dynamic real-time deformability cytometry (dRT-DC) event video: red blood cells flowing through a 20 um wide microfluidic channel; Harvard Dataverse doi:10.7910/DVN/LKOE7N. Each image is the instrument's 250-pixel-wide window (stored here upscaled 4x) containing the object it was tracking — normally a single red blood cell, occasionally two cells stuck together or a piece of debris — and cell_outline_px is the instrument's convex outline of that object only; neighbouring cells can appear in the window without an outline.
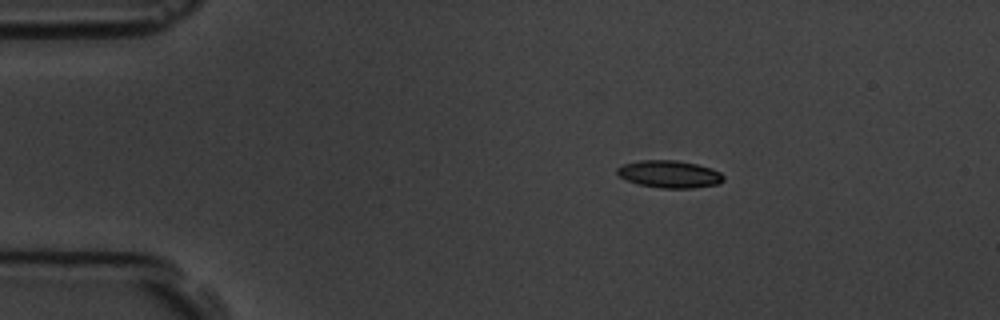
{"species": "common noctule bat (a hibernating species)", "species_latin": "Nyctalus noctula", "temperature_condition": "room temperature", "stored_images_in_passage": 4, "camera_frame_rate_fps": 3000, "um_per_image_px": 0.085, "animal": {"sex": "male", "body_mass_g": 19.5, "forearm_length_mm": 54.6}, "frame": {"image": 1, "passage_image": 1, "time_ms": 0.0, "image_size_px": [1000, 320], "cell_outline_px": [[724, 180], [720, 184], [692, 188], [660, 188], [640, 184], [628, 180], [620, 176], [616, 172], [616, 168], [624, 164], [640, 160], [676, 160], [696, 164], [712, 168], [720, 172], [724, 176]], "centroid_in_image_um": [56.94, 14.8], "position_along_channel_um": 28.1, "area_um2": 16.94}}